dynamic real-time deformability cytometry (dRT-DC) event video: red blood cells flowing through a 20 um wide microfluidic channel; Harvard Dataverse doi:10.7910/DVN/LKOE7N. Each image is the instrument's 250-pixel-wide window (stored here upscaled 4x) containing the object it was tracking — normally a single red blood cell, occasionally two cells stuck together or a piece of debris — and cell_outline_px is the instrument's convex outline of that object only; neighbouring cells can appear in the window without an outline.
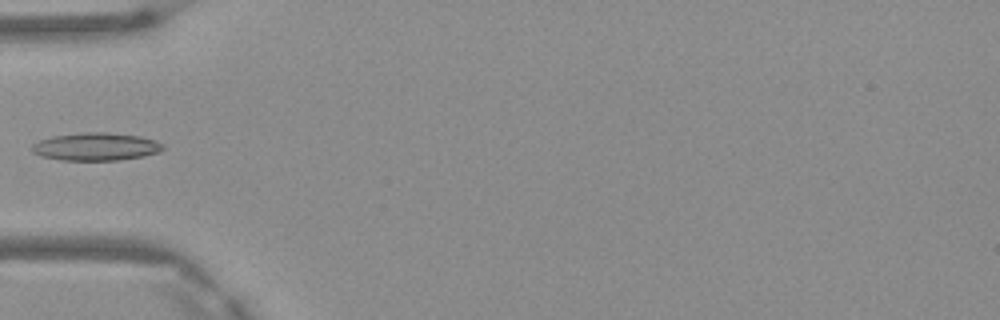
{"species": "Egyptian fruit bat (a non-hibernating species)", "species_latin": "Rousettus aegyptiacus", "temperature_condition": "warm", "stored_images_in_passage": 3, "camera_frame_rate_fps": 3000, "um_per_image_px": 0.085, "frame": {"image": 1, "passage_image": 2, "time_ms": 0.333, "image_size_px": [1000, 320], "cell_outline_px": [[164, 148], [160, 152], [144, 156], [120, 160], [60, 160], [40, 156], [32, 152], [32, 144], [40, 140], [52, 136], [84, 132], [108, 132], [140, 136], [156, 140], [164, 144]], "centroid_in_image_um": [8.17, 12.46], "position_along_channel_um": 76.8, "area_um2": 21.44}}
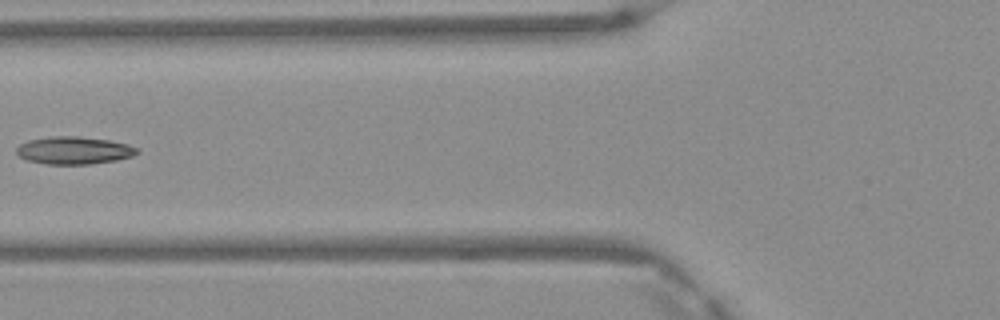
{"frame": {"image": 2, "passage_image": 3, "time_ms": 0.667, "image_size_px": [1000, 320], "cell_outline_px": [[140, 152], [132, 156], [116, 160], [92, 164], [44, 164], [28, 160], [16, 156], [16, 148], [20, 144], [28, 140], [52, 136], [76, 136], [108, 140], [128, 144], [136, 148]], "centroid_in_image_um": [6.25, 12.79], "position_along_channel_um": 119.5, "area_um2": 19.42}}